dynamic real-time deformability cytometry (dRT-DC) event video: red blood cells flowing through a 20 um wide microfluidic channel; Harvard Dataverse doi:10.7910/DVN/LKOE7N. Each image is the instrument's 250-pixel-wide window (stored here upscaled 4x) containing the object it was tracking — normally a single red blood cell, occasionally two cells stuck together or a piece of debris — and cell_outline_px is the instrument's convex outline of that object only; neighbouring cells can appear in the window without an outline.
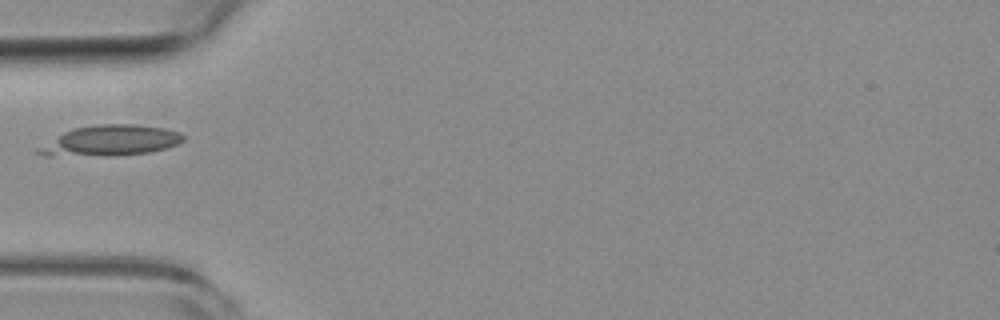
{"species": "common noctule bat (a hibernating species)", "species_latin": "Nyctalus noctula", "temperature_condition": "room temperature", "stored_images_in_passage": 1, "camera_frame_rate_fps": 3000, "um_per_image_px": 0.085, "animal": {"sex": "female", "body_mass_g": 19.3, "forearm_length_mm": 54.1}, "frame": {"image": 1, "passage_image": 1, "time_ms": 0.0, "image_size_px": [1000, 320], "cell_outline_px": [[184, 140], [168, 148], [148, 152], [112, 156], [44, 156], [36, 152], [36, 148], [64, 132], [72, 128], [100, 124], [132, 124], [164, 128], [180, 132], [184, 136]], "centroid_in_image_um": [9.36, 11.96], "position_along_channel_um": 75.6, "area_um2": 25.89}}